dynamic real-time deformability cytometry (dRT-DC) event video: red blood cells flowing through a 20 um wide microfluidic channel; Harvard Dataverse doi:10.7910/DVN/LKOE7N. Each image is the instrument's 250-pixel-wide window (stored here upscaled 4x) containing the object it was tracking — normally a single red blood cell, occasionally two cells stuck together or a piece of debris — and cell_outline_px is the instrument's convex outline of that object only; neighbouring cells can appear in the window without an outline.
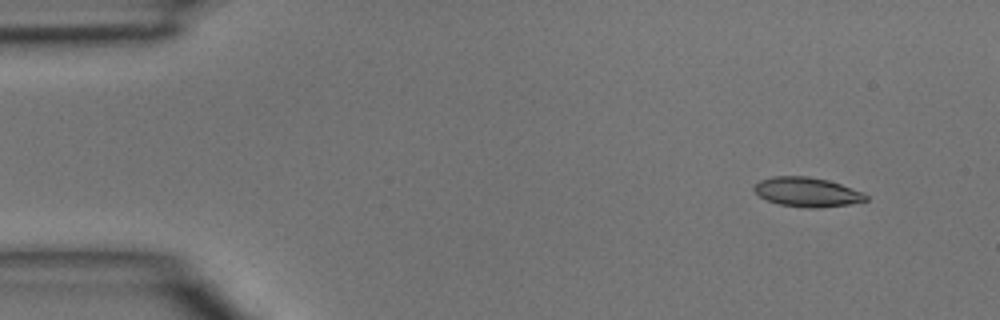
{"species": "common noctule bat (a hibernating species)", "species_latin": "Nyctalus noctula", "temperature_condition": "room temperature", "stored_images_in_passage": 43, "camera_frame_rate_fps": 3000, "um_per_image_px": 0.085, "animal": {"sex": "male", "body_mass_g": 15.6}, "frame": {"image": 1, "passage_image": 1, "time_ms": 0.0, "image_size_px": [1000, 320], "cell_outline_px": [[868, 200], [848, 204], [816, 208], [808, 208], [780, 204], [768, 200], [760, 196], [752, 188], [760, 180], [772, 176], [808, 176], [828, 180], [864, 192], [868, 196]], "centroid_in_image_um": [68.61, 16.31], "position_along_channel_um": 16.4, "area_um2": 19.02}}
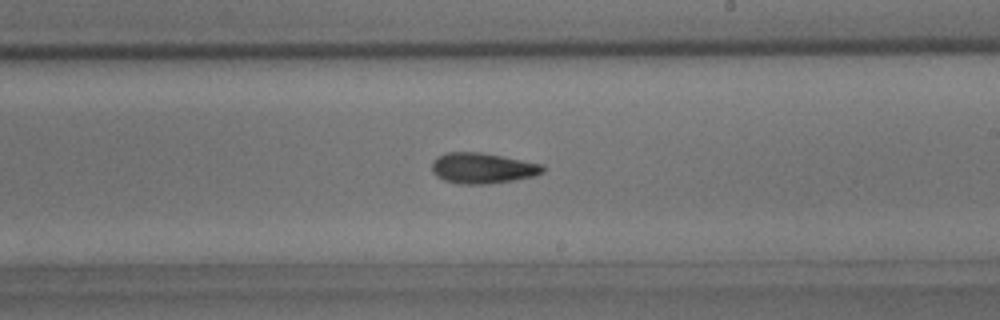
{"frame": {"image": 2, "passage_image": 24, "time_ms": 7.667, "image_size_px": [1000, 320], "cell_outline_px": [[544, 172], [532, 176], [512, 180], [488, 184], [460, 184], [444, 180], [436, 176], [432, 172], [432, 160], [436, 156], [448, 152], [480, 152], [544, 164]], "centroid_in_image_um": [40.98, 14.29], "position_along_channel_um": 248.0, "area_um2": 19.83}}
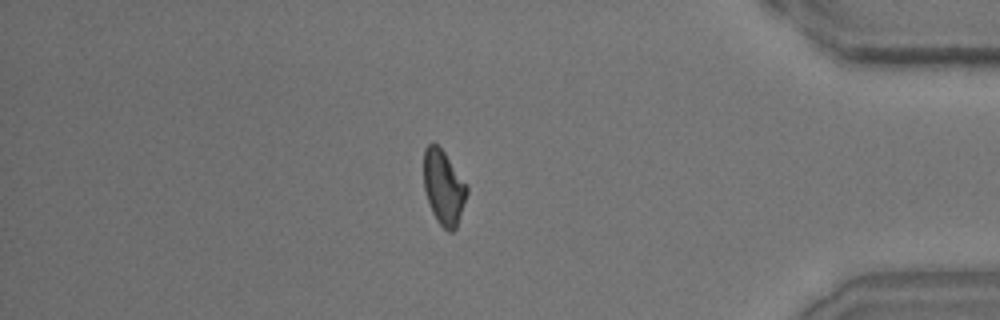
{"frame": {"image": 3, "passage_image": 37, "time_ms": 12.0, "image_size_px": [1000, 320], "cell_outline_px": [[468, 192], [456, 228], [452, 232], [448, 232], [436, 220], [432, 212], [424, 188], [424, 148], [432, 140], [444, 152], [468, 184]], "centroid_in_image_um": [37.71, 15.91], "position_along_channel_um": 397.5, "area_um2": 18.84}}